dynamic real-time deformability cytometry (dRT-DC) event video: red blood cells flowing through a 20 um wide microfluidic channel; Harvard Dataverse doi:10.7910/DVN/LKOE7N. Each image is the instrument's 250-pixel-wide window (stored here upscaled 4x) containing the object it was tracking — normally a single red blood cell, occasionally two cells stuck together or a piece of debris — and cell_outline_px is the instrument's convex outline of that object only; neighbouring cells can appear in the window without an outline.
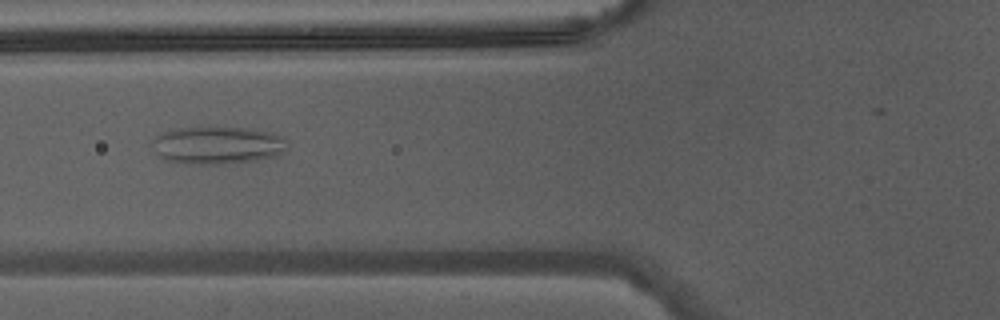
{"species": "Egyptian fruit bat (a non-hibernating species)", "species_latin": "Rousettus aegyptiacus", "temperature_condition": "warm", "stored_images_in_passage": 4, "camera_frame_rate_fps": 3000, "um_per_image_px": 0.085, "animal": {"sex": "male"}, "frame": {"image": 1, "passage_image": 3, "time_ms": 0.667, "image_size_px": [1000, 320], "cell_outline_px": [[288, 140], [280, 156], [256, 160], [220, 164], [188, 164], [160, 160], [148, 144], [160, 132], [176, 128], [252, 128], [272, 132]], "centroid_in_image_um": [18.4, 12.36], "position_along_channel_um": 107.4, "area_um2": 30.17}}